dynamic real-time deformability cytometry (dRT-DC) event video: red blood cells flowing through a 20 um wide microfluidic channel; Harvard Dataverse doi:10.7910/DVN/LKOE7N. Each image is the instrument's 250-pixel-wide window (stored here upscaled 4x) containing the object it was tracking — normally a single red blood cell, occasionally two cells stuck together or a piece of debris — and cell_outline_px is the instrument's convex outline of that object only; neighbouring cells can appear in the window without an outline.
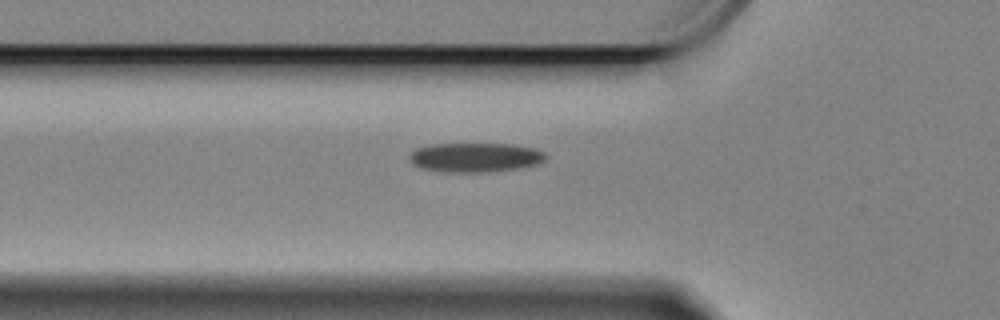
{"species": "Egyptian fruit bat (a non-hibernating species)", "species_latin": "Rousettus aegyptiacus", "temperature_condition": "cold", "stored_images_in_passage": 36, "camera_frame_rate_fps": 3000, "um_per_image_px": 0.085, "animal": {"sex": "female"}, "frame": {"image": 1, "passage_image": 2, "time_ms": 0.333, "image_size_px": [1000, 320], "cell_outline_px": [[548, 156], [544, 160], [536, 164], [516, 168], [484, 172], [448, 172], [424, 168], [412, 164], [408, 156], [416, 148], [428, 144], [512, 144], [536, 148], [544, 152]], "centroid_in_image_um": [40.39, 13.36], "position_along_channel_um": 85.4, "area_um2": 23.18}}
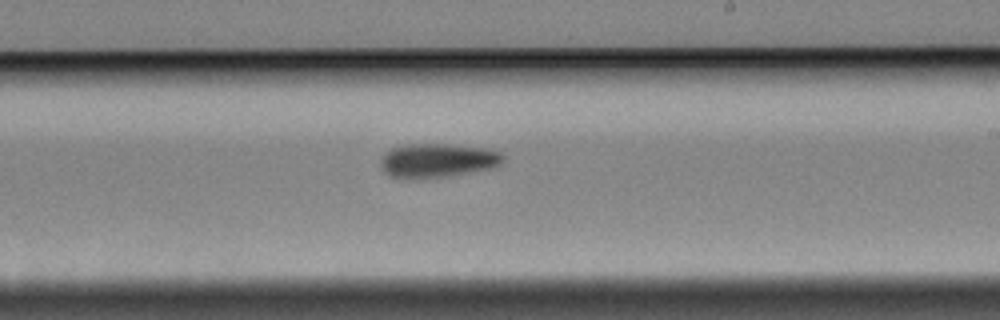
{"frame": {"image": 2, "passage_image": 17, "time_ms": 5.333, "image_size_px": [1000, 320], "cell_outline_px": [[504, 160], [496, 168], [452, 176], [392, 176], [384, 172], [380, 164], [384, 156], [392, 148], [408, 144], [448, 144], [484, 148], [500, 152], [504, 156]], "centroid_in_image_um": [37.3, 13.61], "position_along_channel_um": 251.7, "area_um2": 23.7}}
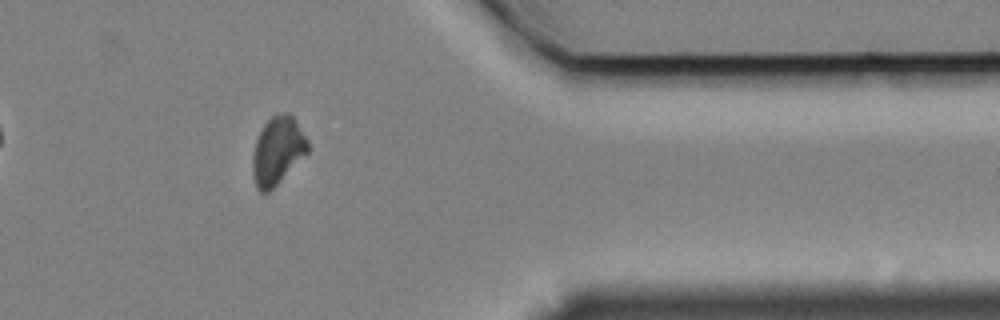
{"frame": {"image": 3, "passage_image": 31, "time_ms": 10.0, "image_size_px": [1000, 320], "cell_outline_px": [[308, 152], [268, 192], [260, 192], [256, 188], [252, 172], [252, 156], [256, 140], [264, 124], [276, 112], [288, 112], [292, 116], [308, 140]], "centroid_in_image_um": [23.57, 12.79], "position_along_channel_um": 387.8, "area_um2": 21.56}}